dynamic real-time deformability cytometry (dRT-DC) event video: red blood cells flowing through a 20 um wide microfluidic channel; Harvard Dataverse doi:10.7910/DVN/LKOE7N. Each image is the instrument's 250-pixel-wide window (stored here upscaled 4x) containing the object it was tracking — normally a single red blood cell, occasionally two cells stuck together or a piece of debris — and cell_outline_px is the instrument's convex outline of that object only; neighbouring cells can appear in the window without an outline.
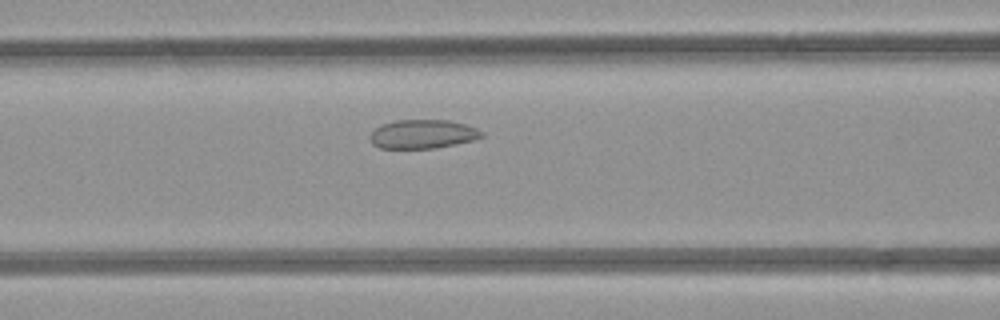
{"species": "common noctule bat (a hibernating species)", "species_latin": "Nyctalus noctula", "temperature_condition": "room temperature", "stored_images_in_passage": 27, "camera_frame_rate_fps": 3000, "um_per_image_px": 0.085, "animal": {"sex": "female", "body_mass_g": 21.9}, "frame": {"image": 1, "passage_image": 5, "time_ms": 1.333, "image_size_px": [1000, 320], "cell_outline_px": [[484, 136], [472, 140], [456, 144], [436, 148], [380, 148], [372, 144], [368, 136], [376, 128], [384, 124], [396, 120], [448, 120], [464, 124], [476, 128], [484, 132]], "centroid_in_image_um": [35.93, 11.4], "position_along_channel_um": 130.7, "area_um2": 18.73}}
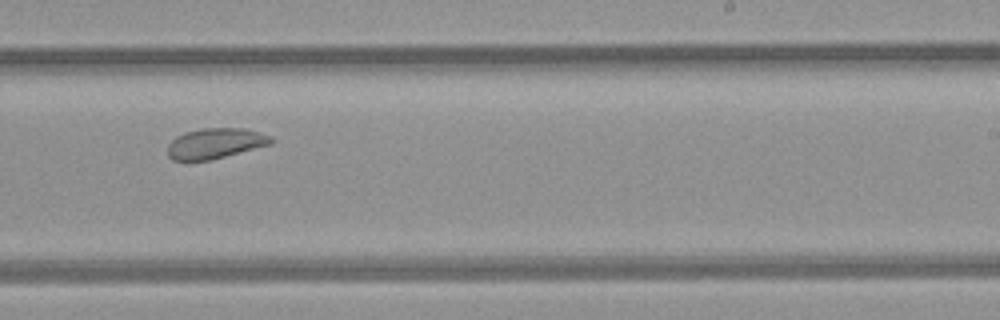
{"frame": {"image": 2, "passage_image": 15, "time_ms": 4.667, "image_size_px": [1000, 320], "cell_outline_px": [[276, 140], [272, 144], [212, 160], [172, 160], [168, 156], [168, 144], [176, 136], [184, 132], [200, 128], [244, 128], [272, 136]], "centroid_in_image_um": [18.33, 12.18], "position_along_channel_um": 270.7, "area_um2": 18.55}}
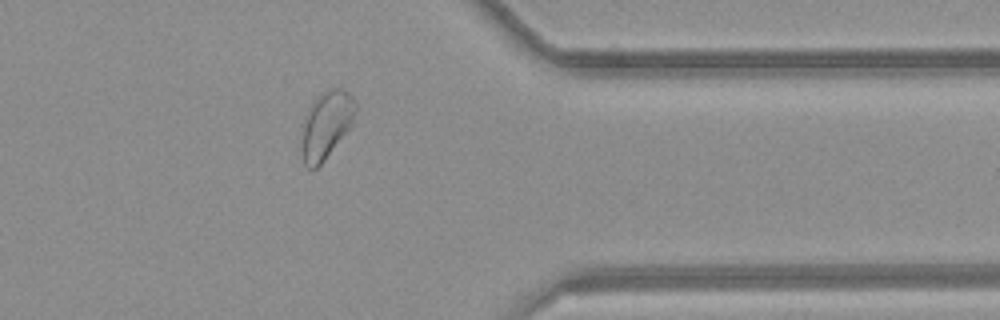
{"frame": {"image": 3, "passage_image": 24, "time_ms": 7.667, "image_size_px": [1000, 320], "cell_outline_px": [[356, 112], [348, 128], [324, 160], [312, 172], [304, 164], [300, 152], [300, 124], [308, 108], [316, 96], [328, 88], [340, 88], [348, 92], [352, 96], [356, 104]], "centroid_in_image_um": [27.63, 10.62], "position_along_channel_um": 383.8, "area_um2": 21.56}}